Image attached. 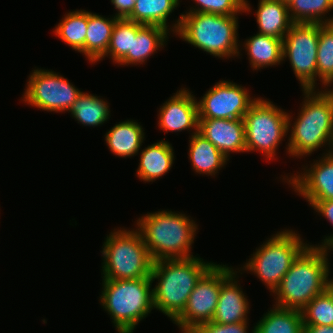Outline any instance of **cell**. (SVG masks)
Instances as JSON below:
<instances>
[{"label":"cell","instance_id":"cell-5","mask_svg":"<svg viewBox=\"0 0 333 333\" xmlns=\"http://www.w3.org/2000/svg\"><path fill=\"white\" fill-rule=\"evenodd\" d=\"M237 16L186 12L173 25L180 38L215 57L239 55Z\"/></svg>","mask_w":333,"mask_h":333},{"label":"cell","instance_id":"cell-25","mask_svg":"<svg viewBox=\"0 0 333 333\" xmlns=\"http://www.w3.org/2000/svg\"><path fill=\"white\" fill-rule=\"evenodd\" d=\"M302 312L273 306L254 326V333H303Z\"/></svg>","mask_w":333,"mask_h":333},{"label":"cell","instance_id":"cell-26","mask_svg":"<svg viewBox=\"0 0 333 333\" xmlns=\"http://www.w3.org/2000/svg\"><path fill=\"white\" fill-rule=\"evenodd\" d=\"M179 5V0H137L127 18L143 25H156L168 29L167 18Z\"/></svg>","mask_w":333,"mask_h":333},{"label":"cell","instance_id":"cell-3","mask_svg":"<svg viewBox=\"0 0 333 333\" xmlns=\"http://www.w3.org/2000/svg\"><path fill=\"white\" fill-rule=\"evenodd\" d=\"M193 221L182 213L166 210L139 218L137 228L152 260L194 257L190 251L198 228Z\"/></svg>","mask_w":333,"mask_h":333},{"label":"cell","instance_id":"cell-20","mask_svg":"<svg viewBox=\"0 0 333 333\" xmlns=\"http://www.w3.org/2000/svg\"><path fill=\"white\" fill-rule=\"evenodd\" d=\"M168 33L169 31L161 26L143 25L136 36H132L131 51L118 64H143L156 50L164 46Z\"/></svg>","mask_w":333,"mask_h":333},{"label":"cell","instance_id":"cell-1","mask_svg":"<svg viewBox=\"0 0 333 333\" xmlns=\"http://www.w3.org/2000/svg\"><path fill=\"white\" fill-rule=\"evenodd\" d=\"M202 258L161 259L153 262L151 280L154 308L174 321L185 309L195 285L215 265Z\"/></svg>","mask_w":333,"mask_h":333},{"label":"cell","instance_id":"cell-18","mask_svg":"<svg viewBox=\"0 0 333 333\" xmlns=\"http://www.w3.org/2000/svg\"><path fill=\"white\" fill-rule=\"evenodd\" d=\"M255 13L259 34L283 40L294 24L290 17L288 5L279 0H260L258 10Z\"/></svg>","mask_w":333,"mask_h":333},{"label":"cell","instance_id":"cell-23","mask_svg":"<svg viewBox=\"0 0 333 333\" xmlns=\"http://www.w3.org/2000/svg\"><path fill=\"white\" fill-rule=\"evenodd\" d=\"M189 158L192 168L199 174L215 175L227 159L207 138L199 132L190 137Z\"/></svg>","mask_w":333,"mask_h":333},{"label":"cell","instance_id":"cell-17","mask_svg":"<svg viewBox=\"0 0 333 333\" xmlns=\"http://www.w3.org/2000/svg\"><path fill=\"white\" fill-rule=\"evenodd\" d=\"M234 272L221 286L212 322L233 324L247 322L249 302L236 281Z\"/></svg>","mask_w":333,"mask_h":333},{"label":"cell","instance_id":"cell-9","mask_svg":"<svg viewBox=\"0 0 333 333\" xmlns=\"http://www.w3.org/2000/svg\"><path fill=\"white\" fill-rule=\"evenodd\" d=\"M246 151H260L273 159L276 149L291 125L290 114L271 101L256 98L244 115Z\"/></svg>","mask_w":333,"mask_h":333},{"label":"cell","instance_id":"cell-13","mask_svg":"<svg viewBox=\"0 0 333 333\" xmlns=\"http://www.w3.org/2000/svg\"><path fill=\"white\" fill-rule=\"evenodd\" d=\"M247 91L233 82H218L197 101L199 119H243L256 100Z\"/></svg>","mask_w":333,"mask_h":333},{"label":"cell","instance_id":"cell-38","mask_svg":"<svg viewBox=\"0 0 333 333\" xmlns=\"http://www.w3.org/2000/svg\"><path fill=\"white\" fill-rule=\"evenodd\" d=\"M279 1H281L283 4L289 5L292 0H279Z\"/></svg>","mask_w":333,"mask_h":333},{"label":"cell","instance_id":"cell-22","mask_svg":"<svg viewBox=\"0 0 333 333\" xmlns=\"http://www.w3.org/2000/svg\"><path fill=\"white\" fill-rule=\"evenodd\" d=\"M117 19L115 16L106 19L88 12L85 56L90 62L95 63L105 57Z\"/></svg>","mask_w":333,"mask_h":333},{"label":"cell","instance_id":"cell-10","mask_svg":"<svg viewBox=\"0 0 333 333\" xmlns=\"http://www.w3.org/2000/svg\"><path fill=\"white\" fill-rule=\"evenodd\" d=\"M319 23H294L283 38V58L290 60L304 90H315Z\"/></svg>","mask_w":333,"mask_h":333},{"label":"cell","instance_id":"cell-28","mask_svg":"<svg viewBox=\"0 0 333 333\" xmlns=\"http://www.w3.org/2000/svg\"><path fill=\"white\" fill-rule=\"evenodd\" d=\"M104 99L92 94L81 93L69 108L72 116L85 126H100L109 119L110 109Z\"/></svg>","mask_w":333,"mask_h":333},{"label":"cell","instance_id":"cell-39","mask_svg":"<svg viewBox=\"0 0 333 333\" xmlns=\"http://www.w3.org/2000/svg\"><path fill=\"white\" fill-rule=\"evenodd\" d=\"M333 250V241L326 247L327 250Z\"/></svg>","mask_w":333,"mask_h":333},{"label":"cell","instance_id":"cell-29","mask_svg":"<svg viewBox=\"0 0 333 333\" xmlns=\"http://www.w3.org/2000/svg\"><path fill=\"white\" fill-rule=\"evenodd\" d=\"M288 10L294 23H333V17L324 18L333 10V0H292Z\"/></svg>","mask_w":333,"mask_h":333},{"label":"cell","instance_id":"cell-14","mask_svg":"<svg viewBox=\"0 0 333 333\" xmlns=\"http://www.w3.org/2000/svg\"><path fill=\"white\" fill-rule=\"evenodd\" d=\"M312 165L302 175L291 176L288 183L307 201L333 200V154L326 153Z\"/></svg>","mask_w":333,"mask_h":333},{"label":"cell","instance_id":"cell-24","mask_svg":"<svg viewBox=\"0 0 333 333\" xmlns=\"http://www.w3.org/2000/svg\"><path fill=\"white\" fill-rule=\"evenodd\" d=\"M253 70L280 64L283 58V40L257 33L244 43Z\"/></svg>","mask_w":333,"mask_h":333},{"label":"cell","instance_id":"cell-11","mask_svg":"<svg viewBox=\"0 0 333 333\" xmlns=\"http://www.w3.org/2000/svg\"><path fill=\"white\" fill-rule=\"evenodd\" d=\"M234 273L226 265L215 264L195 285L183 312L174 320L182 331L210 322L215 314L220 288Z\"/></svg>","mask_w":333,"mask_h":333},{"label":"cell","instance_id":"cell-27","mask_svg":"<svg viewBox=\"0 0 333 333\" xmlns=\"http://www.w3.org/2000/svg\"><path fill=\"white\" fill-rule=\"evenodd\" d=\"M88 26V11L69 12L55 27V34L72 49L85 55V39Z\"/></svg>","mask_w":333,"mask_h":333},{"label":"cell","instance_id":"cell-33","mask_svg":"<svg viewBox=\"0 0 333 333\" xmlns=\"http://www.w3.org/2000/svg\"><path fill=\"white\" fill-rule=\"evenodd\" d=\"M198 5L196 9L190 8L193 13H212L225 16H236L237 13L250 11L246 0H194ZM200 5V7H199Z\"/></svg>","mask_w":333,"mask_h":333},{"label":"cell","instance_id":"cell-21","mask_svg":"<svg viewBox=\"0 0 333 333\" xmlns=\"http://www.w3.org/2000/svg\"><path fill=\"white\" fill-rule=\"evenodd\" d=\"M140 124L126 120L115 124L105 135L109 149L119 157L136 155L144 141V132Z\"/></svg>","mask_w":333,"mask_h":333},{"label":"cell","instance_id":"cell-4","mask_svg":"<svg viewBox=\"0 0 333 333\" xmlns=\"http://www.w3.org/2000/svg\"><path fill=\"white\" fill-rule=\"evenodd\" d=\"M304 90L305 100L291 129L287 145L290 155H311L324 144L333 147V91Z\"/></svg>","mask_w":333,"mask_h":333},{"label":"cell","instance_id":"cell-15","mask_svg":"<svg viewBox=\"0 0 333 333\" xmlns=\"http://www.w3.org/2000/svg\"><path fill=\"white\" fill-rule=\"evenodd\" d=\"M198 132L227 159L229 152H246L244 119H199Z\"/></svg>","mask_w":333,"mask_h":333},{"label":"cell","instance_id":"cell-12","mask_svg":"<svg viewBox=\"0 0 333 333\" xmlns=\"http://www.w3.org/2000/svg\"><path fill=\"white\" fill-rule=\"evenodd\" d=\"M23 101L45 111H68L82 93L67 79L49 70L35 69L29 76Z\"/></svg>","mask_w":333,"mask_h":333},{"label":"cell","instance_id":"cell-36","mask_svg":"<svg viewBox=\"0 0 333 333\" xmlns=\"http://www.w3.org/2000/svg\"><path fill=\"white\" fill-rule=\"evenodd\" d=\"M136 1L137 0H111V3L118 12L115 14V17L118 19H127L131 15Z\"/></svg>","mask_w":333,"mask_h":333},{"label":"cell","instance_id":"cell-35","mask_svg":"<svg viewBox=\"0 0 333 333\" xmlns=\"http://www.w3.org/2000/svg\"><path fill=\"white\" fill-rule=\"evenodd\" d=\"M309 205L318 213L322 214L333 225V200L308 201ZM333 241V234L325 237L320 247L326 248Z\"/></svg>","mask_w":333,"mask_h":333},{"label":"cell","instance_id":"cell-16","mask_svg":"<svg viewBox=\"0 0 333 333\" xmlns=\"http://www.w3.org/2000/svg\"><path fill=\"white\" fill-rule=\"evenodd\" d=\"M158 126L164 131L180 132L194 128L198 132L199 113L197 100L185 88L167 100L159 110Z\"/></svg>","mask_w":333,"mask_h":333},{"label":"cell","instance_id":"cell-7","mask_svg":"<svg viewBox=\"0 0 333 333\" xmlns=\"http://www.w3.org/2000/svg\"><path fill=\"white\" fill-rule=\"evenodd\" d=\"M103 246V280L150 278L154 261L138 229L111 232Z\"/></svg>","mask_w":333,"mask_h":333},{"label":"cell","instance_id":"cell-6","mask_svg":"<svg viewBox=\"0 0 333 333\" xmlns=\"http://www.w3.org/2000/svg\"><path fill=\"white\" fill-rule=\"evenodd\" d=\"M152 283L151 278L103 280L100 303L119 333H133L154 308Z\"/></svg>","mask_w":333,"mask_h":333},{"label":"cell","instance_id":"cell-32","mask_svg":"<svg viewBox=\"0 0 333 333\" xmlns=\"http://www.w3.org/2000/svg\"><path fill=\"white\" fill-rule=\"evenodd\" d=\"M301 312L303 325H333V286L318 294Z\"/></svg>","mask_w":333,"mask_h":333},{"label":"cell","instance_id":"cell-30","mask_svg":"<svg viewBox=\"0 0 333 333\" xmlns=\"http://www.w3.org/2000/svg\"><path fill=\"white\" fill-rule=\"evenodd\" d=\"M317 78L324 87L333 84V23H319Z\"/></svg>","mask_w":333,"mask_h":333},{"label":"cell","instance_id":"cell-37","mask_svg":"<svg viewBox=\"0 0 333 333\" xmlns=\"http://www.w3.org/2000/svg\"><path fill=\"white\" fill-rule=\"evenodd\" d=\"M303 333H333V325H304Z\"/></svg>","mask_w":333,"mask_h":333},{"label":"cell","instance_id":"cell-34","mask_svg":"<svg viewBox=\"0 0 333 333\" xmlns=\"http://www.w3.org/2000/svg\"><path fill=\"white\" fill-rule=\"evenodd\" d=\"M247 323L216 324L212 321L195 326L190 333H247ZM254 333V329H252Z\"/></svg>","mask_w":333,"mask_h":333},{"label":"cell","instance_id":"cell-31","mask_svg":"<svg viewBox=\"0 0 333 333\" xmlns=\"http://www.w3.org/2000/svg\"><path fill=\"white\" fill-rule=\"evenodd\" d=\"M142 26L125 18L117 19L105 57L109 54L114 63H119L131 51L132 36H136Z\"/></svg>","mask_w":333,"mask_h":333},{"label":"cell","instance_id":"cell-2","mask_svg":"<svg viewBox=\"0 0 333 333\" xmlns=\"http://www.w3.org/2000/svg\"><path fill=\"white\" fill-rule=\"evenodd\" d=\"M328 250L308 245L294 260L288 272L273 292L280 308L302 310L330 285Z\"/></svg>","mask_w":333,"mask_h":333},{"label":"cell","instance_id":"cell-8","mask_svg":"<svg viewBox=\"0 0 333 333\" xmlns=\"http://www.w3.org/2000/svg\"><path fill=\"white\" fill-rule=\"evenodd\" d=\"M309 244L292 230L277 232L257 249L243 269L253 272L274 292L294 260Z\"/></svg>","mask_w":333,"mask_h":333},{"label":"cell","instance_id":"cell-19","mask_svg":"<svg viewBox=\"0 0 333 333\" xmlns=\"http://www.w3.org/2000/svg\"><path fill=\"white\" fill-rule=\"evenodd\" d=\"M137 176L145 182L155 181L170 171L174 162L173 147L161 140L143 149L140 154Z\"/></svg>","mask_w":333,"mask_h":333}]
</instances>
